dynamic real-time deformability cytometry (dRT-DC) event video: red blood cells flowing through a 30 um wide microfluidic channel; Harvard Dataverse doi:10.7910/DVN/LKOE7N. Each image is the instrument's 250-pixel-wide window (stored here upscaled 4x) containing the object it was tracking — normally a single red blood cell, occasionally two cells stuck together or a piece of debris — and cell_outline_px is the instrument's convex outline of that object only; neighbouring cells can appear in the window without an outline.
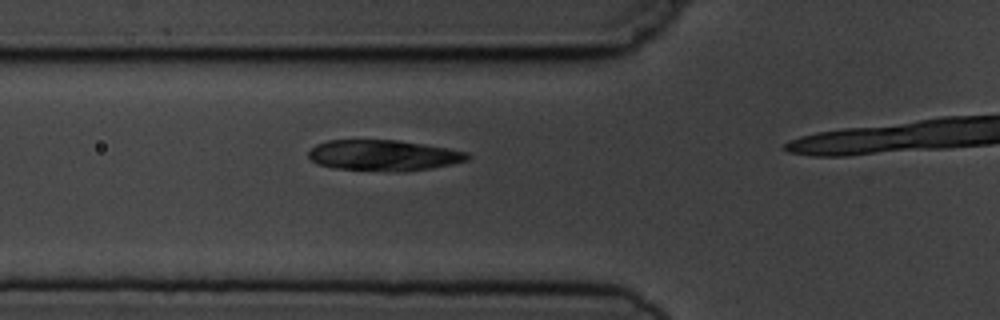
{"species": "common noctule bat (a hibernating species)", "species_latin": "Nyctalus noctula", "temperature_condition": "cold", "stored_images_in_passage": 5, "camera_frame_rate_fps": 3000, "um_per_image_px": 0.085, "animal": {"sex": "male", "body_mass_g": 19.5, "forearm_length_mm": 54.6}, "frame": {"image": 1, "passage_image": 4, "time_ms": 3.333, "image_size_px": [1000, 320], "cell_outline_px": [[472, 156], [468, 160], [452, 164], [432, 168], [404, 172], [392, 172], [336, 168], [316, 164], [308, 156], [308, 152], [316, 144], [328, 140], [400, 140], [448, 148], [468, 152]], "centroid_in_image_um": [32.63, 13.21], "position_along_channel_um": 93.2, "area_um2": 28.84}}